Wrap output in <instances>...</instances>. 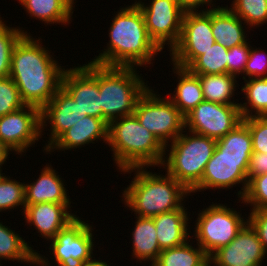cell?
<instances>
[{
  "mask_svg": "<svg viewBox=\"0 0 267 266\" xmlns=\"http://www.w3.org/2000/svg\"><path fill=\"white\" fill-rule=\"evenodd\" d=\"M239 104L243 121L252 136L253 152H267V116L250 115L247 103Z\"/></svg>",
  "mask_w": 267,
  "mask_h": 266,
  "instance_id": "4dcf8cb0",
  "label": "cell"
},
{
  "mask_svg": "<svg viewBox=\"0 0 267 266\" xmlns=\"http://www.w3.org/2000/svg\"><path fill=\"white\" fill-rule=\"evenodd\" d=\"M61 86L74 98L83 113L102 119L97 63L90 62L64 71Z\"/></svg>",
  "mask_w": 267,
  "mask_h": 266,
  "instance_id": "5bb4252c",
  "label": "cell"
},
{
  "mask_svg": "<svg viewBox=\"0 0 267 266\" xmlns=\"http://www.w3.org/2000/svg\"><path fill=\"white\" fill-rule=\"evenodd\" d=\"M37 43L27 34L19 39L12 50L9 76L22 101L42 109L61 87L64 70Z\"/></svg>",
  "mask_w": 267,
  "mask_h": 266,
  "instance_id": "6da1fadb",
  "label": "cell"
},
{
  "mask_svg": "<svg viewBox=\"0 0 267 266\" xmlns=\"http://www.w3.org/2000/svg\"><path fill=\"white\" fill-rule=\"evenodd\" d=\"M143 13L146 29L151 40L162 50L165 41L171 49L177 44L185 11L179 0H153L151 6L136 3Z\"/></svg>",
  "mask_w": 267,
  "mask_h": 266,
  "instance_id": "8fae6325",
  "label": "cell"
},
{
  "mask_svg": "<svg viewBox=\"0 0 267 266\" xmlns=\"http://www.w3.org/2000/svg\"><path fill=\"white\" fill-rule=\"evenodd\" d=\"M91 227L76 217L61 229L52 241V250L58 266H86L95 262L91 254L93 241Z\"/></svg>",
  "mask_w": 267,
  "mask_h": 266,
  "instance_id": "7c38bea8",
  "label": "cell"
},
{
  "mask_svg": "<svg viewBox=\"0 0 267 266\" xmlns=\"http://www.w3.org/2000/svg\"><path fill=\"white\" fill-rule=\"evenodd\" d=\"M215 43L211 26V9L202 13L185 12L181 34L171 49L174 66L188 68Z\"/></svg>",
  "mask_w": 267,
  "mask_h": 266,
  "instance_id": "9c48e42d",
  "label": "cell"
},
{
  "mask_svg": "<svg viewBox=\"0 0 267 266\" xmlns=\"http://www.w3.org/2000/svg\"><path fill=\"white\" fill-rule=\"evenodd\" d=\"M132 184L124 191L128 207L140 217L152 218L158 214L180 209L181 199L190 193L175 178L167 174L161 177L138 167Z\"/></svg>",
  "mask_w": 267,
  "mask_h": 266,
  "instance_id": "277c9868",
  "label": "cell"
},
{
  "mask_svg": "<svg viewBox=\"0 0 267 266\" xmlns=\"http://www.w3.org/2000/svg\"><path fill=\"white\" fill-rule=\"evenodd\" d=\"M71 6H73L72 4H73V1L74 0H66Z\"/></svg>",
  "mask_w": 267,
  "mask_h": 266,
  "instance_id": "bcb514c9",
  "label": "cell"
},
{
  "mask_svg": "<svg viewBox=\"0 0 267 266\" xmlns=\"http://www.w3.org/2000/svg\"><path fill=\"white\" fill-rule=\"evenodd\" d=\"M19 2L31 16L47 23L68 22L73 9L66 0H19Z\"/></svg>",
  "mask_w": 267,
  "mask_h": 266,
  "instance_id": "83f0119b",
  "label": "cell"
},
{
  "mask_svg": "<svg viewBox=\"0 0 267 266\" xmlns=\"http://www.w3.org/2000/svg\"><path fill=\"white\" fill-rule=\"evenodd\" d=\"M216 149L224 157L250 158L253 153L252 136L247 124L242 121L233 130L216 141Z\"/></svg>",
  "mask_w": 267,
  "mask_h": 266,
  "instance_id": "484cf974",
  "label": "cell"
},
{
  "mask_svg": "<svg viewBox=\"0 0 267 266\" xmlns=\"http://www.w3.org/2000/svg\"><path fill=\"white\" fill-rule=\"evenodd\" d=\"M197 76L200 80L204 100L225 105H239V103L236 104L230 100L235 88L234 75L223 73Z\"/></svg>",
  "mask_w": 267,
  "mask_h": 266,
  "instance_id": "4316f807",
  "label": "cell"
},
{
  "mask_svg": "<svg viewBox=\"0 0 267 266\" xmlns=\"http://www.w3.org/2000/svg\"><path fill=\"white\" fill-rule=\"evenodd\" d=\"M26 33L10 29L0 19V78L9 76L13 47Z\"/></svg>",
  "mask_w": 267,
  "mask_h": 266,
  "instance_id": "d6a6232c",
  "label": "cell"
},
{
  "mask_svg": "<svg viewBox=\"0 0 267 266\" xmlns=\"http://www.w3.org/2000/svg\"><path fill=\"white\" fill-rule=\"evenodd\" d=\"M120 119V122L109 123L107 142L112 146L118 166L128 172L147 165H164L165 147L153 133L143 127L134 114Z\"/></svg>",
  "mask_w": 267,
  "mask_h": 266,
  "instance_id": "3957f363",
  "label": "cell"
},
{
  "mask_svg": "<svg viewBox=\"0 0 267 266\" xmlns=\"http://www.w3.org/2000/svg\"><path fill=\"white\" fill-rule=\"evenodd\" d=\"M55 170L45 167L35 183L25 185V203L32 205L37 203H69L66 191Z\"/></svg>",
  "mask_w": 267,
  "mask_h": 266,
  "instance_id": "44dd1931",
  "label": "cell"
},
{
  "mask_svg": "<svg viewBox=\"0 0 267 266\" xmlns=\"http://www.w3.org/2000/svg\"><path fill=\"white\" fill-rule=\"evenodd\" d=\"M242 200L251 203L256 209H267V173L254 176L247 186Z\"/></svg>",
  "mask_w": 267,
  "mask_h": 266,
  "instance_id": "8d00e7d4",
  "label": "cell"
},
{
  "mask_svg": "<svg viewBox=\"0 0 267 266\" xmlns=\"http://www.w3.org/2000/svg\"><path fill=\"white\" fill-rule=\"evenodd\" d=\"M214 253L209 258L216 266H260L266 252L247 222L227 246Z\"/></svg>",
  "mask_w": 267,
  "mask_h": 266,
  "instance_id": "9a60e30c",
  "label": "cell"
},
{
  "mask_svg": "<svg viewBox=\"0 0 267 266\" xmlns=\"http://www.w3.org/2000/svg\"><path fill=\"white\" fill-rule=\"evenodd\" d=\"M250 158L224 157L216 148L211 159L207 162L200 183L193 192L207 188H229L231 185L244 183L243 192L239 191L241 198L245 195L248 186L247 170Z\"/></svg>",
  "mask_w": 267,
  "mask_h": 266,
  "instance_id": "2e32d148",
  "label": "cell"
},
{
  "mask_svg": "<svg viewBox=\"0 0 267 266\" xmlns=\"http://www.w3.org/2000/svg\"><path fill=\"white\" fill-rule=\"evenodd\" d=\"M109 124L100 118L86 116L66 130L52 145L50 149H69L89 143L99 138L108 142ZM55 145V146H54ZM54 147V148H53Z\"/></svg>",
  "mask_w": 267,
  "mask_h": 266,
  "instance_id": "d6986e66",
  "label": "cell"
},
{
  "mask_svg": "<svg viewBox=\"0 0 267 266\" xmlns=\"http://www.w3.org/2000/svg\"><path fill=\"white\" fill-rule=\"evenodd\" d=\"M245 224L236 211L221 204L209 206L199 215L196 224L198 246L210 257L218 249L227 246Z\"/></svg>",
  "mask_w": 267,
  "mask_h": 266,
  "instance_id": "ba28073f",
  "label": "cell"
},
{
  "mask_svg": "<svg viewBox=\"0 0 267 266\" xmlns=\"http://www.w3.org/2000/svg\"><path fill=\"white\" fill-rule=\"evenodd\" d=\"M233 3L231 11L249 25L267 21V0H235Z\"/></svg>",
  "mask_w": 267,
  "mask_h": 266,
  "instance_id": "1f68e13d",
  "label": "cell"
},
{
  "mask_svg": "<svg viewBox=\"0 0 267 266\" xmlns=\"http://www.w3.org/2000/svg\"><path fill=\"white\" fill-rule=\"evenodd\" d=\"M70 203H37L25 205L24 213L28 222L45 237L54 239L76 216L67 212Z\"/></svg>",
  "mask_w": 267,
  "mask_h": 266,
  "instance_id": "ac0fdd59",
  "label": "cell"
},
{
  "mask_svg": "<svg viewBox=\"0 0 267 266\" xmlns=\"http://www.w3.org/2000/svg\"><path fill=\"white\" fill-rule=\"evenodd\" d=\"M209 263H210V264L212 263L210 258H208V259H207L202 265H200V266H210Z\"/></svg>",
  "mask_w": 267,
  "mask_h": 266,
  "instance_id": "f6af8a7d",
  "label": "cell"
},
{
  "mask_svg": "<svg viewBox=\"0 0 267 266\" xmlns=\"http://www.w3.org/2000/svg\"><path fill=\"white\" fill-rule=\"evenodd\" d=\"M256 231L265 252L267 251V209L252 210L247 221Z\"/></svg>",
  "mask_w": 267,
  "mask_h": 266,
  "instance_id": "f35d334b",
  "label": "cell"
},
{
  "mask_svg": "<svg viewBox=\"0 0 267 266\" xmlns=\"http://www.w3.org/2000/svg\"><path fill=\"white\" fill-rule=\"evenodd\" d=\"M243 121L239 105H225L203 100L185 116L191 133L221 139Z\"/></svg>",
  "mask_w": 267,
  "mask_h": 266,
  "instance_id": "30bf717a",
  "label": "cell"
},
{
  "mask_svg": "<svg viewBox=\"0 0 267 266\" xmlns=\"http://www.w3.org/2000/svg\"><path fill=\"white\" fill-rule=\"evenodd\" d=\"M210 1L212 0H179V3L185 12H189L194 11L193 9L201 4L203 5L207 2L211 3Z\"/></svg>",
  "mask_w": 267,
  "mask_h": 266,
  "instance_id": "b9f144b4",
  "label": "cell"
},
{
  "mask_svg": "<svg viewBox=\"0 0 267 266\" xmlns=\"http://www.w3.org/2000/svg\"><path fill=\"white\" fill-rule=\"evenodd\" d=\"M211 26L215 42L227 49L246 42L240 18L228 8L211 9Z\"/></svg>",
  "mask_w": 267,
  "mask_h": 266,
  "instance_id": "7402d4cb",
  "label": "cell"
},
{
  "mask_svg": "<svg viewBox=\"0 0 267 266\" xmlns=\"http://www.w3.org/2000/svg\"><path fill=\"white\" fill-rule=\"evenodd\" d=\"M192 134V137H188L181 133L173 140L167 158V174L175 178L189 192L200 183L206 164L216 148L215 139Z\"/></svg>",
  "mask_w": 267,
  "mask_h": 266,
  "instance_id": "8992f818",
  "label": "cell"
},
{
  "mask_svg": "<svg viewBox=\"0 0 267 266\" xmlns=\"http://www.w3.org/2000/svg\"><path fill=\"white\" fill-rule=\"evenodd\" d=\"M180 81L176 88V95L169 99L177 109L186 116L193 110L203 98L199 77L192 74L188 69L175 66Z\"/></svg>",
  "mask_w": 267,
  "mask_h": 266,
  "instance_id": "603a6c76",
  "label": "cell"
},
{
  "mask_svg": "<svg viewBox=\"0 0 267 266\" xmlns=\"http://www.w3.org/2000/svg\"><path fill=\"white\" fill-rule=\"evenodd\" d=\"M78 103L71 95L61 86L52 99L41 109V126L45 123V119L50 120L52 134L50 146L68 129H70L80 119L86 117Z\"/></svg>",
  "mask_w": 267,
  "mask_h": 266,
  "instance_id": "e0dca14e",
  "label": "cell"
},
{
  "mask_svg": "<svg viewBox=\"0 0 267 266\" xmlns=\"http://www.w3.org/2000/svg\"><path fill=\"white\" fill-rule=\"evenodd\" d=\"M25 107L28 109L25 111ZM41 109L32 105L0 117V140L12 151H24L40 136Z\"/></svg>",
  "mask_w": 267,
  "mask_h": 266,
  "instance_id": "4fadbf2b",
  "label": "cell"
},
{
  "mask_svg": "<svg viewBox=\"0 0 267 266\" xmlns=\"http://www.w3.org/2000/svg\"><path fill=\"white\" fill-rule=\"evenodd\" d=\"M260 56L261 55L259 54V51H257V49H250L249 58L244 69V73L246 72V75H249L253 78L267 77V60L264 59V57L262 58Z\"/></svg>",
  "mask_w": 267,
  "mask_h": 266,
  "instance_id": "ab89813d",
  "label": "cell"
},
{
  "mask_svg": "<svg viewBox=\"0 0 267 266\" xmlns=\"http://www.w3.org/2000/svg\"><path fill=\"white\" fill-rule=\"evenodd\" d=\"M250 47L245 42L228 49L227 73L236 76L243 72L249 58Z\"/></svg>",
  "mask_w": 267,
  "mask_h": 266,
  "instance_id": "74e56055",
  "label": "cell"
},
{
  "mask_svg": "<svg viewBox=\"0 0 267 266\" xmlns=\"http://www.w3.org/2000/svg\"><path fill=\"white\" fill-rule=\"evenodd\" d=\"M208 258L200 246L195 249L186 242L181 246L162 250L152 266H200Z\"/></svg>",
  "mask_w": 267,
  "mask_h": 266,
  "instance_id": "f1b7e54d",
  "label": "cell"
},
{
  "mask_svg": "<svg viewBox=\"0 0 267 266\" xmlns=\"http://www.w3.org/2000/svg\"><path fill=\"white\" fill-rule=\"evenodd\" d=\"M25 105L13 79L10 76L0 78V117Z\"/></svg>",
  "mask_w": 267,
  "mask_h": 266,
  "instance_id": "d590c367",
  "label": "cell"
},
{
  "mask_svg": "<svg viewBox=\"0 0 267 266\" xmlns=\"http://www.w3.org/2000/svg\"><path fill=\"white\" fill-rule=\"evenodd\" d=\"M152 218L161 250L186 243L188 217L183 206L180 209L161 213Z\"/></svg>",
  "mask_w": 267,
  "mask_h": 266,
  "instance_id": "ffe728a7",
  "label": "cell"
},
{
  "mask_svg": "<svg viewBox=\"0 0 267 266\" xmlns=\"http://www.w3.org/2000/svg\"><path fill=\"white\" fill-rule=\"evenodd\" d=\"M0 258L23 260L32 262L42 266L48 265L45 260L37 252H34L31 247L12 230L3 226L0 223Z\"/></svg>",
  "mask_w": 267,
  "mask_h": 266,
  "instance_id": "d4e9b609",
  "label": "cell"
},
{
  "mask_svg": "<svg viewBox=\"0 0 267 266\" xmlns=\"http://www.w3.org/2000/svg\"><path fill=\"white\" fill-rule=\"evenodd\" d=\"M228 49L215 42L187 69L195 75L227 73Z\"/></svg>",
  "mask_w": 267,
  "mask_h": 266,
  "instance_id": "f546056e",
  "label": "cell"
},
{
  "mask_svg": "<svg viewBox=\"0 0 267 266\" xmlns=\"http://www.w3.org/2000/svg\"><path fill=\"white\" fill-rule=\"evenodd\" d=\"M86 266H109V265H107L105 262L95 261V262L88 264Z\"/></svg>",
  "mask_w": 267,
  "mask_h": 266,
  "instance_id": "ee69618b",
  "label": "cell"
},
{
  "mask_svg": "<svg viewBox=\"0 0 267 266\" xmlns=\"http://www.w3.org/2000/svg\"><path fill=\"white\" fill-rule=\"evenodd\" d=\"M25 203V185L0 176V211Z\"/></svg>",
  "mask_w": 267,
  "mask_h": 266,
  "instance_id": "e575fe53",
  "label": "cell"
},
{
  "mask_svg": "<svg viewBox=\"0 0 267 266\" xmlns=\"http://www.w3.org/2000/svg\"><path fill=\"white\" fill-rule=\"evenodd\" d=\"M116 15L110 27V47L91 62L121 67L150 62L152 56L161 50L149 37L138 5L135 3Z\"/></svg>",
  "mask_w": 267,
  "mask_h": 266,
  "instance_id": "7a4b0ae2",
  "label": "cell"
},
{
  "mask_svg": "<svg viewBox=\"0 0 267 266\" xmlns=\"http://www.w3.org/2000/svg\"><path fill=\"white\" fill-rule=\"evenodd\" d=\"M132 235L133 255L140 260L151 259L153 264L162 251L156 236L153 218L139 216Z\"/></svg>",
  "mask_w": 267,
  "mask_h": 266,
  "instance_id": "cb8c5ba5",
  "label": "cell"
},
{
  "mask_svg": "<svg viewBox=\"0 0 267 266\" xmlns=\"http://www.w3.org/2000/svg\"><path fill=\"white\" fill-rule=\"evenodd\" d=\"M133 68L97 63L102 119L108 124L118 116L133 114L137 101L148 89Z\"/></svg>",
  "mask_w": 267,
  "mask_h": 266,
  "instance_id": "5b68a950",
  "label": "cell"
},
{
  "mask_svg": "<svg viewBox=\"0 0 267 266\" xmlns=\"http://www.w3.org/2000/svg\"><path fill=\"white\" fill-rule=\"evenodd\" d=\"M133 114L164 147L167 139L175 140L186 128L185 116L177 107L168 99L156 97L149 88L137 101Z\"/></svg>",
  "mask_w": 267,
  "mask_h": 266,
  "instance_id": "52a82bcc",
  "label": "cell"
},
{
  "mask_svg": "<svg viewBox=\"0 0 267 266\" xmlns=\"http://www.w3.org/2000/svg\"><path fill=\"white\" fill-rule=\"evenodd\" d=\"M267 173V152H253L247 170V178L250 181L254 176Z\"/></svg>",
  "mask_w": 267,
  "mask_h": 266,
  "instance_id": "60d3db41",
  "label": "cell"
},
{
  "mask_svg": "<svg viewBox=\"0 0 267 266\" xmlns=\"http://www.w3.org/2000/svg\"><path fill=\"white\" fill-rule=\"evenodd\" d=\"M9 150L11 149L0 140V166L4 164V161H6L5 159H7Z\"/></svg>",
  "mask_w": 267,
  "mask_h": 266,
  "instance_id": "7bdbcfd3",
  "label": "cell"
},
{
  "mask_svg": "<svg viewBox=\"0 0 267 266\" xmlns=\"http://www.w3.org/2000/svg\"><path fill=\"white\" fill-rule=\"evenodd\" d=\"M249 78L241 90L245 92L248 103L256 110L257 116H267V77Z\"/></svg>",
  "mask_w": 267,
  "mask_h": 266,
  "instance_id": "836d02e7",
  "label": "cell"
}]
</instances>
